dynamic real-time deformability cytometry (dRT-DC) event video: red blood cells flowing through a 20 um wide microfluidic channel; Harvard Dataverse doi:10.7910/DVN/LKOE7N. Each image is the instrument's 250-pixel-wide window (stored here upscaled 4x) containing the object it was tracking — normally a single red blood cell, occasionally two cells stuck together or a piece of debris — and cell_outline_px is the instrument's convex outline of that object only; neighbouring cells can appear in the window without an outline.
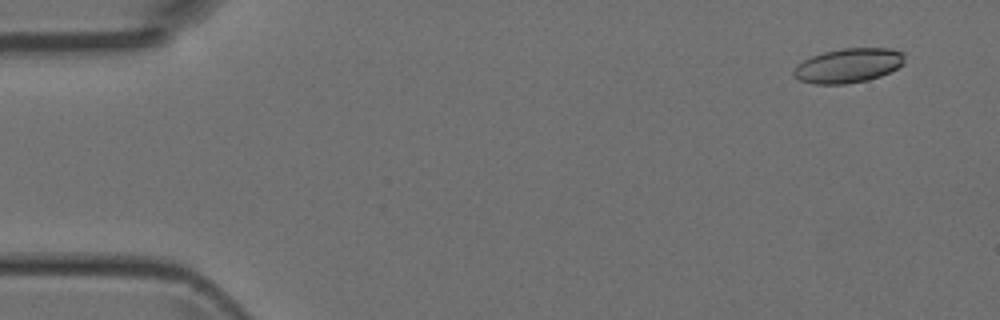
{"species": "Egyptian fruit bat (a non-hibernating species)", "species_latin": "Rousettus aegyptiacus", "temperature_condition": "room temperature", "stored_images_in_passage": 4, "camera_frame_rate_fps": 3000, "um_per_image_px": 0.085, "animal": {"sex": "female"}, "frame": {"image": 1, "passage_image": 1, "time_ms": 0.0, "image_size_px": [1000, 320], "cell_outline_px": [[904, 64], [880, 76], [868, 80], [844, 84], [816, 84], [800, 80], [792, 76], [792, 72], [796, 64], [812, 56], [824, 52], [844, 48], [892, 48], [904, 52]], "centroid_in_image_um": [72.1, 5.56], "position_along_channel_um": 12.9, "area_um2": 22.31}}
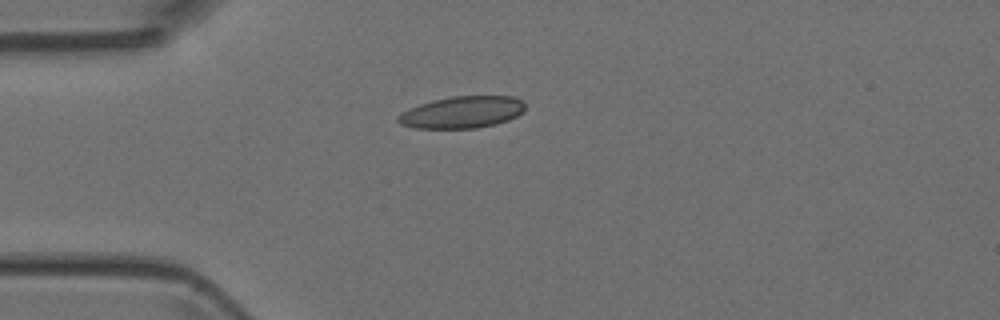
{"frame": {"image": 2, "passage_image": 4, "time_ms": 3.333, "image_size_px": [1000, 320], "cell_outline_px": [[524, 112], [508, 120], [496, 124], [476, 128], [416, 128], [400, 124], [396, 120], [396, 116], [408, 108], [432, 100], [452, 96], [512, 96], [524, 100]], "centroid_in_image_um": [39.28, 9.53], "position_along_channel_um": 45.7, "area_um2": 23.76}}